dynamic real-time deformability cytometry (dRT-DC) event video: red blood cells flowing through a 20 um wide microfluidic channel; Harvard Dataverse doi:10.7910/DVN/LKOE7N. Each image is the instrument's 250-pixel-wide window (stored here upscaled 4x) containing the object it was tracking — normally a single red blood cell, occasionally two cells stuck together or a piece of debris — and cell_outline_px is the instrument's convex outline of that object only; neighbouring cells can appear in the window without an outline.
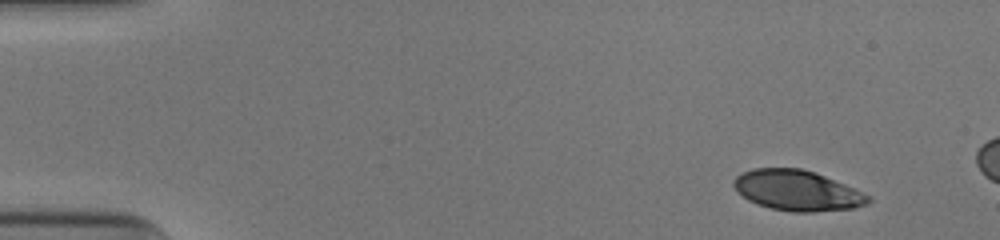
{"species": "human", "species_latin": "Homo sapiens", "temperature_condition": "cold", "stored_images_in_passage": 12, "camera_frame_rate_fps": 3000, "um_per_image_px": 0.085, "donor": {"sex": "male"}, "frame": {"image": 1, "passage_image": 1, "time_ms": 0.0, "image_size_px": [1000, 240], "cell_outline_px": [[872, 200], [868, 204], [852, 208], [812, 212], [792, 212], [772, 208], [756, 204], [748, 200], [736, 192], [732, 184], [732, 180], [740, 172], [752, 168], [800, 168], [824, 176], [844, 184], [872, 196]], "centroid_in_image_um": [67.72, 16.19], "position_along_channel_um": 17.3, "area_um2": 31.79}}